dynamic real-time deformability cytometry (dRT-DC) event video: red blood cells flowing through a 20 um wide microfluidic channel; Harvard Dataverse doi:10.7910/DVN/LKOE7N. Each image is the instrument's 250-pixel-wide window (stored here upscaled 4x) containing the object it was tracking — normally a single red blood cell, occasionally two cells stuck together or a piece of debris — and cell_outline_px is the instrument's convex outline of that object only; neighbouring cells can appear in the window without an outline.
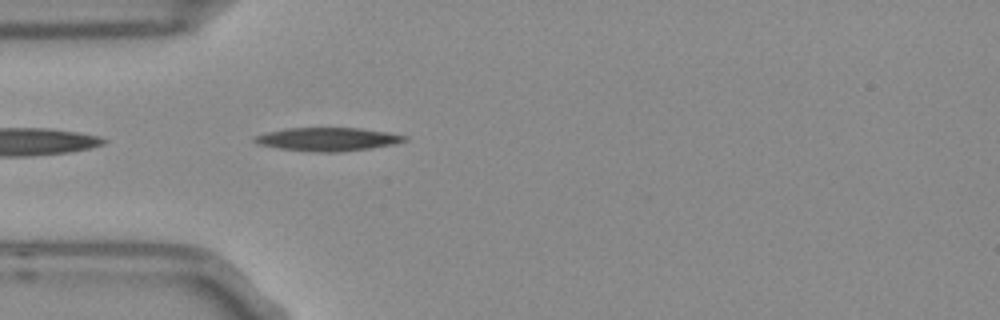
{"species": "Egyptian fruit bat (a non-hibernating species)", "species_latin": "Rousettus aegyptiacus", "temperature_condition": "room temperature", "stored_images_in_passage": 39, "camera_frame_rate_fps": 3000, "um_per_image_px": 0.085, "frame": {"image": 1, "passage_image": 1, "time_ms": 0.0, "image_size_px": [1000, 320], "cell_outline_px": [[408, 140], [396, 144], [372, 148], [344, 152], [316, 152], [280, 148], [260, 144], [252, 140], [252, 136], [284, 128], [360, 128], [388, 132], [408, 136]], "centroid_in_image_um": [27.9, 11.83], "position_along_channel_um": 57.1, "area_um2": 20.58}}
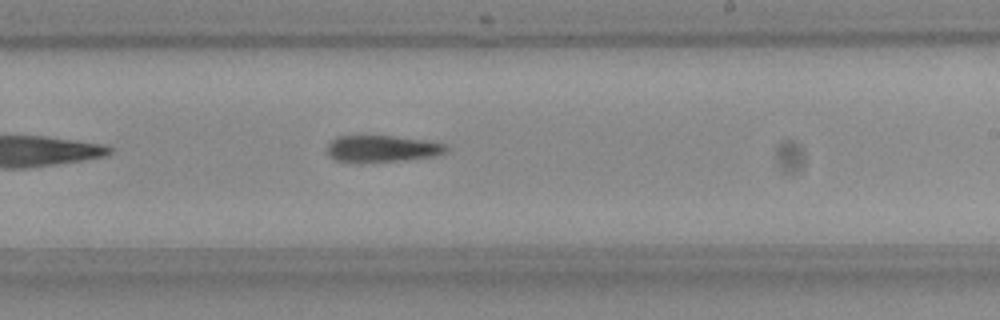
{"frame": {"image": 2, "passage_image": 17, "time_ms": 5.333, "image_size_px": [1000, 320], "cell_outline_px": [[448, 148], [444, 152], [432, 156], [404, 160], [336, 160], [328, 156], [328, 144], [336, 136], [392, 136], [424, 140], [444, 144]], "centroid_in_image_um": [32.47, 12.6], "position_along_channel_um": 256.5, "area_um2": 17.63}}
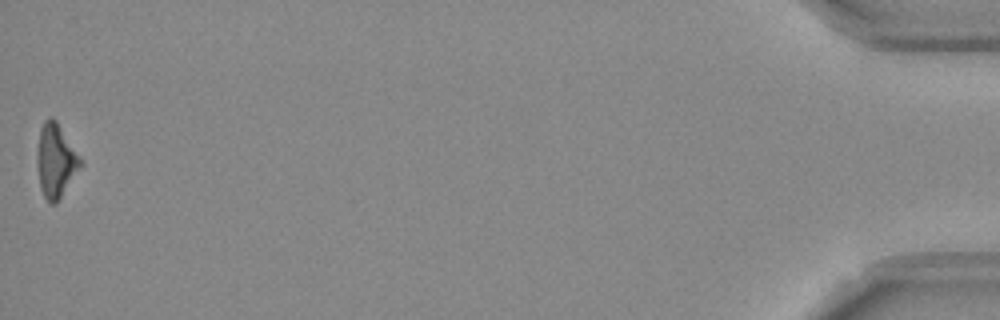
{"frame": {"image": 3, "passage_image": 39, "time_ms": 12.667, "image_size_px": [1000, 320], "cell_outline_px": [[80, 164], [56, 204], [52, 204], [44, 196], [40, 188], [36, 164], [36, 156], [40, 128], [44, 120], [48, 116], [52, 116], [56, 120], [80, 156]], "centroid_in_image_um": [4.68, 13.6], "position_along_channel_um": 430.5, "area_um2": 18.21}, "authors_computed_cell_mechanics": {"area_um2": 19.1896, "velocity_mm_per_s": 3.7756, "shape_relaxation_time_tau1_ms": 8.9572, "shape_relaxation_time_tau2_ms": null, "deformation_change_tau1": 0.2221, "deformation_change_tau2": null}}